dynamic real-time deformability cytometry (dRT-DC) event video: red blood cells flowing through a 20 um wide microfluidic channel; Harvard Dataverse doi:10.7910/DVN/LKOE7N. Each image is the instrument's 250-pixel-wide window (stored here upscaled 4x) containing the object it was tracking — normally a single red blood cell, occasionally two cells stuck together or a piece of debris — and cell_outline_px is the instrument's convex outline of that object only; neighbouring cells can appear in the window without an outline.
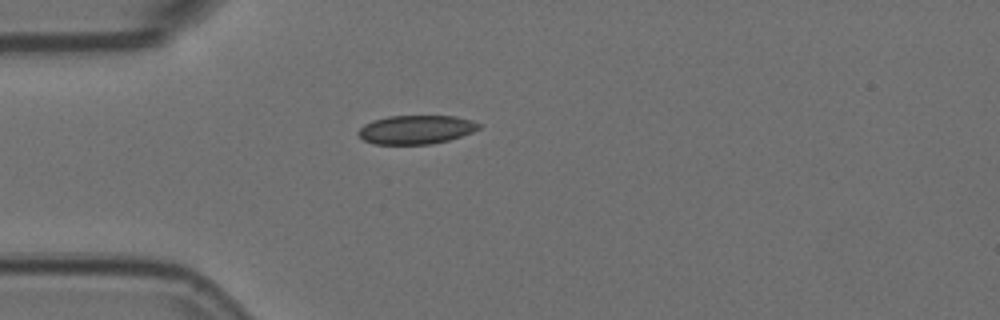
{"species": "Egyptian fruit bat (a non-hibernating species)", "species_latin": "Rousettus aegyptiacus", "temperature_condition": "room temperature", "stored_images_in_passage": 5, "camera_frame_rate_fps": 3000, "um_per_image_px": 0.085, "animal": {"sex": "female"}, "frame": {"image": 1, "passage_image": 4, "time_ms": 1.0, "image_size_px": [1000, 320], "cell_outline_px": [[480, 128], [472, 132], [448, 140], [432, 144], [372, 144], [364, 140], [356, 132], [364, 124], [372, 120], [388, 116], [456, 116], [472, 120], [480, 124]], "centroid_in_image_um": [35.34, 11.01], "position_along_channel_um": 49.7, "area_um2": 20.23}}